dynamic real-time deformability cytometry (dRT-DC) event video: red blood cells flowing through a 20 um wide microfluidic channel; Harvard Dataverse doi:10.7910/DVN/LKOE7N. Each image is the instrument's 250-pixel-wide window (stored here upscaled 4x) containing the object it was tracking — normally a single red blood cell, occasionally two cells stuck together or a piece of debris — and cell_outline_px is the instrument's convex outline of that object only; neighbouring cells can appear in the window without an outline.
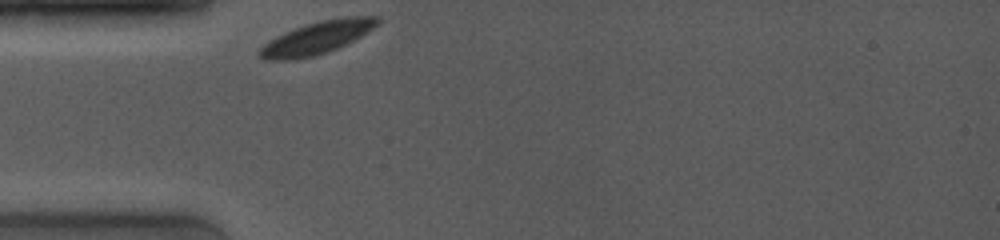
{"species": "common noctule bat (a hibernating species)", "species_latin": "Nyctalus noctula", "temperature_condition": "room temperature", "stored_images_in_passage": 39, "camera_frame_rate_fps": 4000, "um_per_image_px": 0.085, "animal": {"sex": "female", "body_mass_g": 19.0, "forearm_length_mm": 53.3}, "frame": {"image": 1, "passage_image": 1, "time_ms": 0.0, "image_size_px": [1000, 240], "cell_outline_px": [[380, 20], [372, 28], [360, 36], [328, 52], [312, 56], [288, 60], [264, 60], [256, 52], [268, 40], [276, 36], [296, 28], [320, 20], [344, 16], [380, 16]], "centroid_in_image_um": [26.9, 3.21], "position_along_channel_um": 58.1, "area_um2": 22.02}}
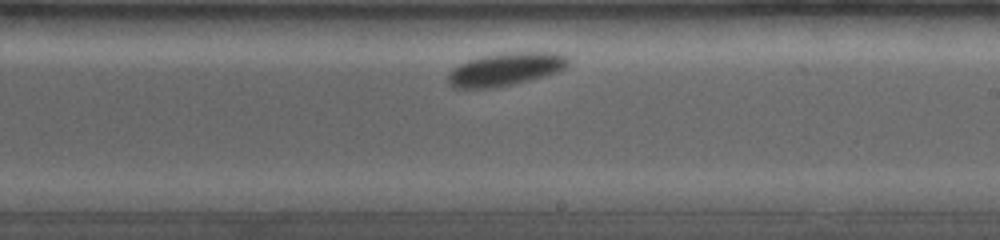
{"frame": {"image": 2, "passage_image": 22, "time_ms": 5.25, "image_size_px": [1000, 240], "cell_outline_px": [[568, 64], [564, 68], [556, 72], [544, 76], [512, 84], [492, 88], [452, 88], [448, 84], [448, 72], [452, 68], [468, 60], [484, 56], [504, 52], [556, 52], [568, 56]], "centroid_in_image_um": [42.94, 5.88], "position_along_channel_um": 246.1, "area_um2": 23.06}}
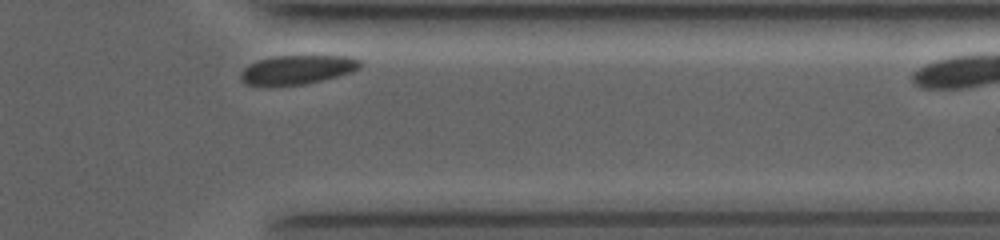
{"frame": {"image": 3, "passage_image": 37, "time_ms": 9.0, "image_size_px": [1000, 240], "cell_outline_px": [[360, 68], [352, 72], [304, 84], [268, 88], [244, 84], [240, 80], [240, 72], [244, 68], [260, 60], [276, 56], [348, 56], [360, 60]], "centroid_in_image_um": [25.19, 5.96], "position_along_channel_um": 386.2, "area_um2": 20.46}, "authors_computed_cell_mechanics": {"area_um2": 21.964, "velocity_mm_per_s": 3.6729, "shape_relaxation_time_tau1_ms": 0.9492, "shape_relaxation_time_tau2_ms": null, "deformation_change_tau1": 0.0265, "deformation_change_tau2": null}}